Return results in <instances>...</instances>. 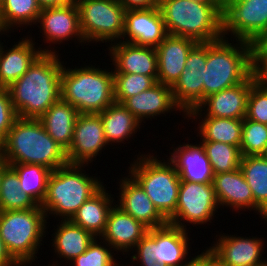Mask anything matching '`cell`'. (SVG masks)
I'll list each match as a JSON object with an SVG mask.
<instances>
[{
  "mask_svg": "<svg viewBox=\"0 0 267 266\" xmlns=\"http://www.w3.org/2000/svg\"><path fill=\"white\" fill-rule=\"evenodd\" d=\"M61 58V60H60ZM64 61L59 53H42L8 90L19 118L39 119L61 99V71Z\"/></svg>",
  "mask_w": 267,
  "mask_h": 266,
  "instance_id": "6da1fadb",
  "label": "cell"
},
{
  "mask_svg": "<svg viewBox=\"0 0 267 266\" xmlns=\"http://www.w3.org/2000/svg\"><path fill=\"white\" fill-rule=\"evenodd\" d=\"M9 164H40L52 171L68 164L66 151L46 132L39 119L17 118L0 144Z\"/></svg>",
  "mask_w": 267,
  "mask_h": 266,
  "instance_id": "7a4b0ae2",
  "label": "cell"
},
{
  "mask_svg": "<svg viewBox=\"0 0 267 266\" xmlns=\"http://www.w3.org/2000/svg\"><path fill=\"white\" fill-rule=\"evenodd\" d=\"M87 166L89 168V165L67 164L51 172L41 204L47 221L50 216L70 220L84 202L104 186L100 177L86 173Z\"/></svg>",
  "mask_w": 267,
  "mask_h": 266,
  "instance_id": "3957f363",
  "label": "cell"
},
{
  "mask_svg": "<svg viewBox=\"0 0 267 266\" xmlns=\"http://www.w3.org/2000/svg\"><path fill=\"white\" fill-rule=\"evenodd\" d=\"M252 73V43L229 37L207 42L204 99L244 82Z\"/></svg>",
  "mask_w": 267,
  "mask_h": 266,
  "instance_id": "277c9868",
  "label": "cell"
},
{
  "mask_svg": "<svg viewBox=\"0 0 267 266\" xmlns=\"http://www.w3.org/2000/svg\"><path fill=\"white\" fill-rule=\"evenodd\" d=\"M61 71V99L70 103L80 114L104 111L115 102L113 68L100 66H65ZM67 67V68H66ZM111 69V71L109 70Z\"/></svg>",
  "mask_w": 267,
  "mask_h": 266,
  "instance_id": "5b68a950",
  "label": "cell"
},
{
  "mask_svg": "<svg viewBox=\"0 0 267 266\" xmlns=\"http://www.w3.org/2000/svg\"><path fill=\"white\" fill-rule=\"evenodd\" d=\"M168 34L197 42L223 36V13L214 5L194 0H162L158 5Z\"/></svg>",
  "mask_w": 267,
  "mask_h": 266,
  "instance_id": "8992f818",
  "label": "cell"
},
{
  "mask_svg": "<svg viewBox=\"0 0 267 266\" xmlns=\"http://www.w3.org/2000/svg\"><path fill=\"white\" fill-rule=\"evenodd\" d=\"M46 214L38 206L28 210L0 211V238L19 266H31L49 232ZM47 225V226H46ZM47 231V232H46ZM42 241V242H41Z\"/></svg>",
  "mask_w": 267,
  "mask_h": 266,
  "instance_id": "52a82bcc",
  "label": "cell"
},
{
  "mask_svg": "<svg viewBox=\"0 0 267 266\" xmlns=\"http://www.w3.org/2000/svg\"><path fill=\"white\" fill-rule=\"evenodd\" d=\"M138 153L133 162H128L127 173L139 183L157 210L168 220L176 211L181 179L169 159H160L153 152Z\"/></svg>",
  "mask_w": 267,
  "mask_h": 266,
  "instance_id": "ba28073f",
  "label": "cell"
},
{
  "mask_svg": "<svg viewBox=\"0 0 267 266\" xmlns=\"http://www.w3.org/2000/svg\"><path fill=\"white\" fill-rule=\"evenodd\" d=\"M188 232L170 223L148 229L131 251L129 263L131 266H180L190 257L192 239Z\"/></svg>",
  "mask_w": 267,
  "mask_h": 266,
  "instance_id": "9c48e42d",
  "label": "cell"
},
{
  "mask_svg": "<svg viewBox=\"0 0 267 266\" xmlns=\"http://www.w3.org/2000/svg\"><path fill=\"white\" fill-rule=\"evenodd\" d=\"M79 11L82 36L89 43L110 45L124 33L125 8L118 0H74ZM111 42V43H110Z\"/></svg>",
  "mask_w": 267,
  "mask_h": 266,
  "instance_id": "30bf717a",
  "label": "cell"
},
{
  "mask_svg": "<svg viewBox=\"0 0 267 266\" xmlns=\"http://www.w3.org/2000/svg\"><path fill=\"white\" fill-rule=\"evenodd\" d=\"M218 208L220 207L212 183L181 181L176 211L168 219V223L191 230L187 225L192 224L197 228L199 225L212 223Z\"/></svg>",
  "mask_w": 267,
  "mask_h": 266,
  "instance_id": "8fae6325",
  "label": "cell"
},
{
  "mask_svg": "<svg viewBox=\"0 0 267 266\" xmlns=\"http://www.w3.org/2000/svg\"><path fill=\"white\" fill-rule=\"evenodd\" d=\"M36 26L40 28L38 32L42 33L41 36L44 35L43 43L49 44L42 49V53H58L59 51L54 49L57 47H52L53 44L60 45L70 40H75V44L79 42V45L85 46L86 42L80 30L79 11L75 1L61 6L43 7Z\"/></svg>",
  "mask_w": 267,
  "mask_h": 266,
  "instance_id": "7c38bea8",
  "label": "cell"
},
{
  "mask_svg": "<svg viewBox=\"0 0 267 266\" xmlns=\"http://www.w3.org/2000/svg\"><path fill=\"white\" fill-rule=\"evenodd\" d=\"M223 36L252 43L267 28V0L223 2Z\"/></svg>",
  "mask_w": 267,
  "mask_h": 266,
  "instance_id": "4fadbf2b",
  "label": "cell"
},
{
  "mask_svg": "<svg viewBox=\"0 0 267 266\" xmlns=\"http://www.w3.org/2000/svg\"><path fill=\"white\" fill-rule=\"evenodd\" d=\"M207 58V42H198L188 54L185 68L171 87L176 105L186 116L204 100V67Z\"/></svg>",
  "mask_w": 267,
  "mask_h": 266,
  "instance_id": "5bb4252c",
  "label": "cell"
},
{
  "mask_svg": "<svg viewBox=\"0 0 267 266\" xmlns=\"http://www.w3.org/2000/svg\"><path fill=\"white\" fill-rule=\"evenodd\" d=\"M103 124L99 114H79L74 126L73 140L66 151L68 164H93L107 150ZM104 149V150H103ZM101 153V154H100Z\"/></svg>",
  "mask_w": 267,
  "mask_h": 266,
  "instance_id": "9a60e30c",
  "label": "cell"
},
{
  "mask_svg": "<svg viewBox=\"0 0 267 266\" xmlns=\"http://www.w3.org/2000/svg\"><path fill=\"white\" fill-rule=\"evenodd\" d=\"M255 82L252 73L244 82L206 97L199 107L193 109L186 117L244 119L248 94Z\"/></svg>",
  "mask_w": 267,
  "mask_h": 266,
  "instance_id": "2e32d148",
  "label": "cell"
},
{
  "mask_svg": "<svg viewBox=\"0 0 267 266\" xmlns=\"http://www.w3.org/2000/svg\"><path fill=\"white\" fill-rule=\"evenodd\" d=\"M221 234L215 236L209 248L214 257L225 266H253L266 260L262 256L265 252V238L244 237L237 234ZM236 235V236H235ZM219 236V237H217ZM252 237V238H251ZM218 238V239H217ZM264 239V240H263Z\"/></svg>",
  "mask_w": 267,
  "mask_h": 266,
  "instance_id": "e0dca14e",
  "label": "cell"
},
{
  "mask_svg": "<svg viewBox=\"0 0 267 266\" xmlns=\"http://www.w3.org/2000/svg\"><path fill=\"white\" fill-rule=\"evenodd\" d=\"M107 47L113 73L142 74L151 76L157 82L158 57L155 47L125 41L115 42Z\"/></svg>",
  "mask_w": 267,
  "mask_h": 266,
  "instance_id": "ac0fdd59",
  "label": "cell"
},
{
  "mask_svg": "<svg viewBox=\"0 0 267 266\" xmlns=\"http://www.w3.org/2000/svg\"><path fill=\"white\" fill-rule=\"evenodd\" d=\"M212 185L221 210L229 207L232 212L236 213L243 210L254 211L267 222V214L254 202L252 191L240 168L231 172L215 174Z\"/></svg>",
  "mask_w": 267,
  "mask_h": 266,
  "instance_id": "d6986e66",
  "label": "cell"
},
{
  "mask_svg": "<svg viewBox=\"0 0 267 266\" xmlns=\"http://www.w3.org/2000/svg\"><path fill=\"white\" fill-rule=\"evenodd\" d=\"M127 174L118 179L119 196H116V205L148 229L167 224L168 220L157 210L144 189L129 173Z\"/></svg>",
  "mask_w": 267,
  "mask_h": 266,
  "instance_id": "ffe728a7",
  "label": "cell"
},
{
  "mask_svg": "<svg viewBox=\"0 0 267 266\" xmlns=\"http://www.w3.org/2000/svg\"><path fill=\"white\" fill-rule=\"evenodd\" d=\"M167 35L159 7L125 11L124 33L120 41L156 48Z\"/></svg>",
  "mask_w": 267,
  "mask_h": 266,
  "instance_id": "44dd1931",
  "label": "cell"
},
{
  "mask_svg": "<svg viewBox=\"0 0 267 266\" xmlns=\"http://www.w3.org/2000/svg\"><path fill=\"white\" fill-rule=\"evenodd\" d=\"M23 37L21 40L17 39L19 41L14 42V45L11 43L12 47L4 45L0 37V87L2 88L10 87L42 54V47L35 46V37L34 39L32 35Z\"/></svg>",
  "mask_w": 267,
  "mask_h": 266,
  "instance_id": "7402d4cb",
  "label": "cell"
},
{
  "mask_svg": "<svg viewBox=\"0 0 267 266\" xmlns=\"http://www.w3.org/2000/svg\"><path fill=\"white\" fill-rule=\"evenodd\" d=\"M195 143L182 142L176 147L173 144L166 159L174 164L181 181L212 183L214 173L204 146L200 141Z\"/></svg>",
  "mask_w": 267,
  "mask_h": 266,
  "instance_id": "603a6c76",
  "label": "cell"
},
{
  "mask_svg": "<svg viewBox=\"0 0 267 266\" xmlns=\"http://www.w3.org/2000/svg\"><path fill=\"white\" fill-rule=\"evenodd\" d=\"M148 228L127 214L116 203L109 212L106 229L100 237L114 251L130 256L131 250L147 233Z\"/></svg>",
  "mask_w": 267,
  "mask_h": 266,
  "instance_id": "cb8c5ba5",
  "label": "cell"
},
{
  "mask_svg": "<svg viewBox=\"0 0 267 266\" xmlns=\"http://www.w3.org/2000/svg\"><path fill=\"white\" fill-rule=\"evenodd\" d=\"M197 43L188 37L168 34L156 47L158 57L157 82L172 87L185 68L188 54Z\"/></svg>",
  "mask_w": 267,
  "mask_h": 266,
  "instance_id": "d4e9b609",
  "label": "cell"
},
{
  "mask_svg": "<svg viewBox=\"0 0 267 266\" xmlns=\"http://www.w3.org/2000/svg\"><path fill=\"white\" fill-rule=\"evenodd\" d=\"M122 104L141 124L149 119L157 120V117L163 114L166 117L168 113L171 114L173 111L175 113L182 112L174 101L171 87L158 82L150 89L127 98ZM177 110L178 112H176Z\"/></svg>",
  "mask_w": 267,
  "mask_h": 266,
  "instance_id": "484cf974",
  "label": "cell"
},
{
  "mask_svg": "<svg viewBox=\"0 0 267 266\" xmlns=\"http://www.w3.org/2000/svg\"><path fill=\"white\" fill-rule=\"evenodd\" d=\"M109 193L106 184L77 210L70 219L72 223L87 230L95 238H100L107 224L110 210L116 201Z\"/></svg>",
  "mask_w": 267,
  "mask_h": 266,
  "instance_id": "4316f807",
  "label": "cell"
},
{
  "mask_svg": "<svg viewBox=\"0 0 267 266\" xmlns=\"http://www.w3.org/2000/svg\"><path fill=\"white\" fill-rule=\"evenodd\" d=\"M56 229L51 234L50 245L54 256L71 262L74 258L84 253L95 237L70 220H57Z\"/></svg>",
  "mask_w": 267,
  "mask_h": 266,
  "instance_id": "83f0119b",
  "label": "cell"
},
{
  "mask_svg": "<svg viewBox=\"0 0 267 266\" xmlns=\"http://www.w3.org/2000/svg\"><path fill=\"white\" fill-rule=\"evenodd\" d=\"M98 114L101 117L105 138L110 147L115 143L120 146L121 143L126 144L125 141L133 139L138 130L140 132L141 125H144L123 104L116 102Z\"/></svg>",
  "mask_w": 267,
  "mask_h": 266,
  "instance_id": "f1b7e54d",
  "label": "cell"
},
{
  "mask_svg": "<svg viewBox=\"0 0 267 266\" xmlns=\"http://www.w3.org/2000/svg\"><path fill=\"white\" fill-rule=\"evenodd\" d=\"M79 114L74 106L60 99L39 120L46 132L67 151L73 140L74 126Z\"/></svg>",
  "mask_w": 267,
  "mask_h": 266,
  "instance_id": "f546056e",
  "label": "cell"
},
{
  "mask_svg": "<svg viewBox=\"0 0 267 266\" xmlns=\"http://www.w3.org/2000/svg\"><path fill=\"white\" fill-rule=\"evenodd\" d=\"M195 121L197 138L200 141L222 142L240 148L242 141L243 119L218 118V117H186ZM199 119V120H198Z\"/></svg>",
  "mask_w": 267,
  "mask_h": 266,
  "instance_id": "4dcf8cb0",
  "label": "cell"
},
{
  "mask_svg": "<svg viewBox=\"0 0 267 266\" xmlns=\"http://www.w3.org/2000/svg\"><path fill=\"white\" fill-rule=\"evenodd\" d=\"M41 9L37 0H0V25L6 34L21 31L18 28L22 27L32 28L38 21Z\"/></svg>",
  "mask_w": 267,
  "mask_h": 266,
  "instance_id": "1f68e13d",
  "label": "cell"
},
{
  "mask_svg": "<svg viewBox=\"0 0 267 266\" xmlns=\"http://www.w3.org/2000/svg\"><path fill=\"white\" fill-rule=\"evenodd\" d=\"M254 202L267 214V160L262 155L242 156L240 163Z\"/></svg>",
  "mask_w": 267,
  "mask_h": 266,
  "instance_id": "d6a6232c",
  "label": "cell"
},
{
  "mask_svg": "<svg viewBox=\"0 0 267 266\" xmlns=\"http://www.w3.org/2000/svg\"><path fill=\"white\" fill-rule=\"evenodd\" d=\"M10 166L18 174L23 192L41 206L52 170L40 164H11Z\"/></svg>",
  "mask_w": 267,
  "mask_h": 266,
  "instance_id": "836d02e7",
  "label": "cell"
},
{
  "mask_svg": "<svg viewBox=\"0 0 267 266\" xmlns=\"http://www.w3.org/2000/svg\"><path fill=\"white\" fill-rule=\"evenodd\" d=\"M39 205L20 187L16 171L9 166L1 178L0 211L28 210Z\"/></svg>",
  "mask_w": 267,
  "mask_h": 266,
  "instance_id": "e575fe53",
  "label": "cell"
},
{
  "mask_svg": "<svg viewBox=\"0 0 267 266\" xmlns=\"http://www.w3.org/2000/svg\"><path fill=\"white\" fill-rule=\"evenodd\" d=\"M200 142L204 146L214 175L231 172L240 168L242 154L239 147L222 142Z\"/></svg>",
  "mask_w": 267,
  "mask_h": 266,
  "instance_id": "d590c367",
  "label": "cell"
},
{
  "mask_svg": "<svg viewBox=\"0 0 267 266\" xmlns=\"http://www.w3.org/2000/svg\"><path fill=\"white\" fill-rule=\"evenodd\" d=\"M156 83L151 76L113 73L114 100L122 104L127 98L150 89Z\"/></svg>",
  "mask_w": 267,
  "mask_h": 266,
  "instance_id": "8d00e7d4",
  "label": "cell"
},
{
  "mask_svg": "<svg viewBox=\"0 0 267 266\" xmlns=\"http://www.w3.org/2000/svg\"><path fill=\"white\" fill-rule=\"evenodd\" d=\"M115 255L107 242L95 238L84 253L69 262V266L70 263L72 266H118L122 261L114 258Z\"/></svg>",
  "mask_w": 267,
  "mask_h": 266,
  "instance_id": "74e56055",
  "label": "cell"
},
{
  "mask_svg": "<svg viewBox=\"0 0 267 266\" xmlns=\"http://www.w3.org/2000/svg\"><path fill=\"white\" fill-rule=\"evenodd\" d=\"M267 146V125L243 119L242 141L240 151L242 156L261 155Z\"/></svg>",
  "mask_w": 267,
  "mask_h": 266,
  "instance_id": "f35d334b",
  "label": "cell"
},
{
  "mask_svg": "<svg viewBox=\"0 0 267 266\" xmlns=\"http://www.w3.org/2000/svg\"><path fill=\"white\" fill-rule=\"evenodd\" d=\"M246 118L267 125V88L257 81L248 94Z\"/></svg>",
  "mask_w": 267,
  "mask_h": 266,
  "instance_id": "ab89813d",
  "label": "cell"
},
{
  "mask_svg": "<svg viewBox=\"0 0 267 266\" xmlns=\"http://www.w3.org/2000/svg\"><path fill=\"white\" fill-rule=\"evenodd\" d=\"M18 118L12 105L8 88L0 87V144L5 140L13 123Z\"/></svg>",
  "mask_w": 267,
  "mask_h": 266,
  "instance_id": "60d3db41",
  "label": "cell"
},
{
  "mask_svg": "<svg viewBox=\"0 0 267 266\" xmlns=\"http://www.w3.org/2000/svg\"><path fill=\"white\" fill-rule=\"evenodd\" d=\"M253 55V74L256 81L267 88V54Z\"/></svg>",
  "mask_w": 267,
  "mask_h": 266,
  "instance_id": "b9f144b4",
  "label": "cell"
},
{
  "mask_svg": "<svg viewBox=\"0 0 267 266\" xmlns=\"http://www.w3.org/2000/svg\"><path fill=\"white\" fill-rule=\"evenodd\" d=\"M125 10L147 9L158 7L157 0H118Z\"/></svg>",
  "mask_w": 267,
  "mask_h": 266,
  "instance_id": "7bdbcfd3",
  "label": "cell"
},
{
  "mask_svg": "<svg viewBox=\"0 0 267 266\" xmlns=\"http://www.w3.org/2000/svg\"><path fill=\"white\" fill-rule=\"evenodd\" d=\"M198 251L197 256L192 253L191 256L180 266H208L209 264V247H206L200 254Z\"/></svg>",
  "mask_w": 267,
  "mask_h": 266,
  "instance_id": "ee69618b",
  "label": "cell"
},
{
  "mask_svg": "<svg viewBox=\"0 0 267 266\" xmlns=\"http://www.w3.org/2000/svg\"><path fill=\"white\" fill-rule=\"evenodd\" d=\"M252 54H267V28L252 42Z\"/></svg>",
  "mask_w": 267,
  "mask_h": 266,
  "instance_id": "f6af8a7d",
  "label": "cell"
},
{
  "mask_svg": "<svg viewBox=\"0 0 267 266\" xmlns=\"http://www.w3.org/2000/svg\"><path fill=\"white\" fill-rule=\"evenodd\" d=\"M0 266H19L8 254L1 238H0Z\"/></svg>",
  "mask_w": 267,
  "mask_h": 266,
  "instance_id": "bcb514c9",
  "label": "cell"
},
{
  "mask_svg": "<svg viewBox=\"0 0 267 266\" xmlns=\"http://www.w3.org/2000/svg\"><path fill=\"white\" fill-rule=\"evenodd\" d=\"M74 0H37L38 4L43 7H50V6H61L68 4Z\"/></svg>",
  "mask_w": 267,
  "mask_h": 266,
  "instance_id": "7dc6e473",
  "label": "cell"
},
{
  "mask_svg": "<svg viewBox=\"0 0 267 266\" xmlns=\"http://www.w3.org/2000/svg\"><path fill=\"white\" fill-rule=\"evenodd\" d=\"M202 3L212 4L216 6L222 13H224L223 0H194Z\"/></svg>",
  "mask_w": 267,
  "mask_h": 266,
  "instance_id": "c3c4849f",
  "label": "cell"
},
{
  "mask_svg": "<svg viewBox=\"0 0 267 266\" xmlns=\"http://www.w3.org/2000/svg\"><path fill=\"white\" fill-rule=\"evenodd\" d=\"M208 266H225L214 257L210 248H209V264H208Z\"/></svg>",
  "mask_w": 267,
  "mask_h": 266,
  "instance_id": "681fc988",
  "label": "cell"
},
{
  "mask_svg": "<svg viewBox=\"0 0 267 266\" xmlns=\"http://www.w3.org/2000/svg\"><path fill=\"white\" fill-rule=\"evenodd\" d=\"M10 165L0 156V190H1V178L4 173V171L9 167Z\"/></svg>",
  "mask_w": 267,
  "mask_h": 266,
  "instance_id": "f907efd6",
  "label": "cell"
},
{
  "mask_svg": "<svg viewBox=\"0 0 267 266\" xmlns=\"http://www.w3.org/2000/svg\"><path fill=\"white\" fill-rule=\"evenodd\" d=\"M56 261H54V259L53 260H51V261H53L51 264H48V266H61V264H59L58 263V259H55ZM40 266V265H39Z\"/></svg>",
  "mask_w": 267,
  "mask_h": 266,
  "instance_id": "816d5d0a",
  "label": "cell"
},
{
  "mask_svg": "<svg viewBox=\"0 0 267 266\" xmlns=\"http://www.w3.org/2000/svg\"><path fill=\"white\" fill-rule=\"evenodd\" d=\"M253 266H267V258L266 260H264L263 262L259 263V264H255Z\"/></svg>",
  "mask_w": 267,
  "mask_h": 266,
  "instance_id": "f5cc1de1",
  "label": "cell"
},
{
  "mask_svg": "<svg viewBox=\"0 0 267 266\" xmlns=\"http://www.w3.org/2000/svg\"><path fill=\"white\" fill-rule=\"evenodd\" d=\"M0 37L4 34L5 36L7 35L8 37H11L12 35L11 34H6L5 32H4V30L2 29V27H1V25H0Z\"/></svg>",
  "mask_w": 267,
  "mask_h": 266,
  "instance_id": "db71d44e",
  "label": "cell"
},
{
  "mask_svg": "<svg viewBox=\"0 0 267 266\" xmlns=\"http://www.w3.org/2000/svg\"><path fill=\"white\" fill-rule=\"evenodd\" d=\"M247 0H223V2H244Z\"/></svg>",
  "mask_w": 267,
  "mask_h": 266,
  "instance_id": "11a10c76",
  "label": "cell"
},
{
  "mask_svg": "<svg viewBox=\"0 0 267 266\" xmlns=\"http://www.w3.org/2000/svg\"><path fill=\"white\" fill-rule=\"evenodd\" d=\"M261 155L267 160V146Z\"/></svg>",
  "mask_w": 267,
  "mask_h": 266,
  "instance_id": "9f6ffc18",
  "label": "cell"
},
{
  "mask_svg": "<svg viewBox=\"0 0 267 266\" xmlns=\"http://www.w3.org/2000/svg\"><path fill=\"white\" fill-rule=\"evenodd\" d=\"M127 266V263L126 264H123V262H122V264H119L118 266Z\"/></svg>",
  "mask_w": 267,
  "mask_h": 266,
  "instance_id": "6f0895ef",
  "label": "cell"
}]
</instances>
